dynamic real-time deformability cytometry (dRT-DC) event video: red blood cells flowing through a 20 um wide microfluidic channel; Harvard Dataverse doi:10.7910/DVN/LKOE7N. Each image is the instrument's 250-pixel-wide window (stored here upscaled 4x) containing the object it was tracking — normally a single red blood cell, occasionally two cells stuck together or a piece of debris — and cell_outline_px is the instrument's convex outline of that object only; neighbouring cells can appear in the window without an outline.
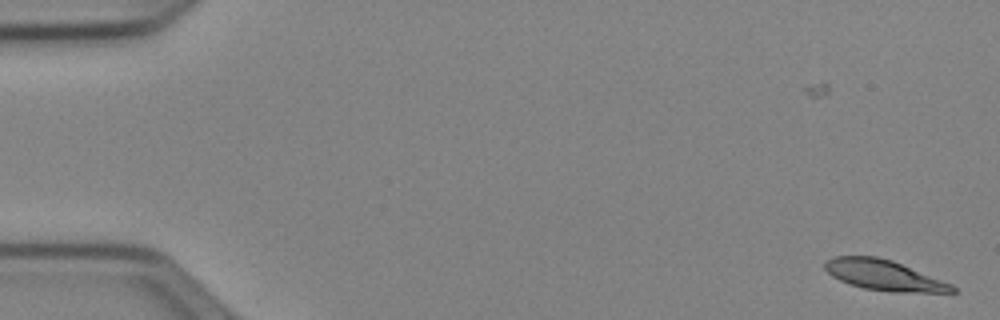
{"species": "Egyptian fruit bat (a non-hibernating species)", "species_latin": "Rousettus aegyptiacus", "temperature_condition": "cold", "stored_images_in_passage": 31, "camera_frame_rate_fps": 3000, "um_per_image_px": 0.085, "animal": {"sex": "female"}, "frame": {"image": 1, "passage_image": 1, "time_ms": 0.0, "image_size_px": [1000, 320], "cell_outline_px": [[960, 292], [892, 292], [864, 288], [840, 280], [832, 276], [824, 268], [824, 264], [832, 256], [876, 256], [892, 260], [952, 284]], "centroid_in_image_um": [75.15, 23.39], "position_along_channel_um": 9.9, "area_um2": 22.37}}
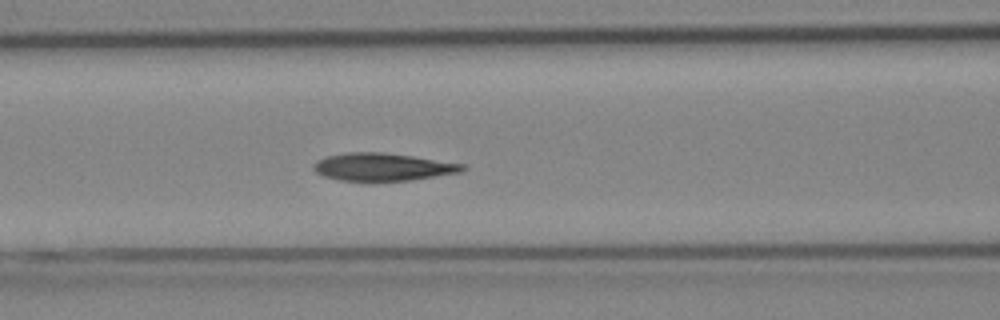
{"frame": {"image": 2, "passage_image": 22, "time_ms": 7.0, "image_size_px": [1000, 320], "cell_outline_px": [[468, 168], [460, 172], [412, 180], [372, 184], [368, 184], [340, 180], [324, 176], [316, 172], [312, 168], [312, 164], [316, 160], [328, 156], [348, 152], [384, 152], [412, 156], [464, 164]], "centroid_in_image_um": [32.49, 14.23], "position_along_channel_um": 134.1, "area_um2": 24.91}}
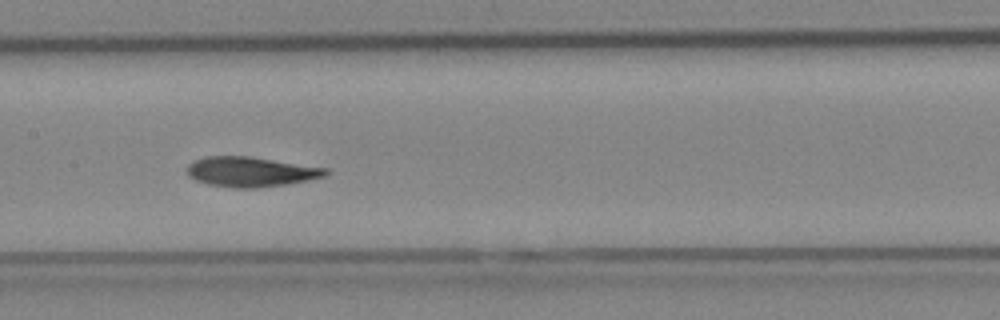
{"frame": {"image": 3, "passage_image": 26, "time_ms": 8.333, "image_size_px": [1000, 320], "cell_outline_px": [[332, 172], [328, 176], [288, 184], [256, 188], [236, 188], [208, 184], [196, 180], [188, 176], [188, 164], [192, 160], [204, 156], [248, 156], [328, 168]], "centroid_in_image_um": [21.35, 14.6], "position_along_channel_um": 186.1, "area_um2": 24.39}}